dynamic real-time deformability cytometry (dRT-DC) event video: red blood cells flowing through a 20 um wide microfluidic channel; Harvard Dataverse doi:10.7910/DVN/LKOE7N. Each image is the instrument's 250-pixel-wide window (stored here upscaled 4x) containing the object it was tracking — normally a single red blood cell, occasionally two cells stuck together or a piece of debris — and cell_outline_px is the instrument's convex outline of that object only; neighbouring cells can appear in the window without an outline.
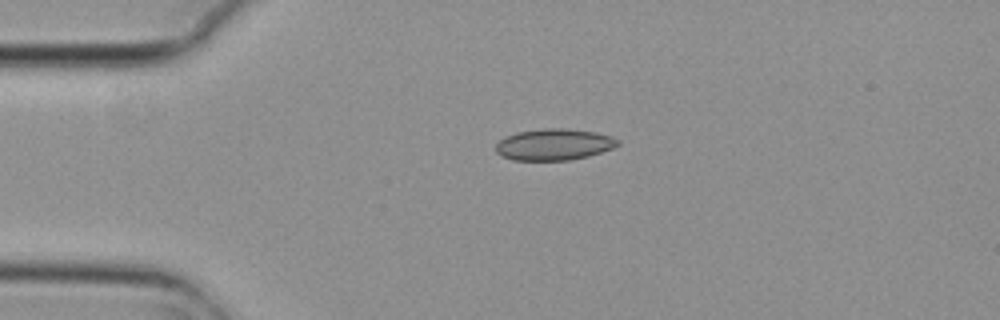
{"species": "common noctule bat (a hibernating species)", "species_latin": "Nyctalus noctula", "temperature_condition": "cold", "stored_images_in_passage": 2, "camera_frame_rate_fps": 3000, "um_per_image_px": 0.085, "animal": {"sex": "female", "body_mass_g": 29.2, "forearm_length_mm": 56.3}, "frame": {"image": 1, "passage_image": 2, "time_ms": 0.333, "image_size_px": [1000, 320], "cell_outline_px": [[620, 144], [612, 148], [588, 156], [568, 160], [512, 160], [500, 156], [496, 152], [496, 144], [504, 136], [516, 132], [544, 128], [564, 128], [596, 132], [612, 136], [620, 140]], "centroid_in_image_um": [47.07, 12.27], "position_along_channel_um": 37.9, "area_um2": 22.48}}